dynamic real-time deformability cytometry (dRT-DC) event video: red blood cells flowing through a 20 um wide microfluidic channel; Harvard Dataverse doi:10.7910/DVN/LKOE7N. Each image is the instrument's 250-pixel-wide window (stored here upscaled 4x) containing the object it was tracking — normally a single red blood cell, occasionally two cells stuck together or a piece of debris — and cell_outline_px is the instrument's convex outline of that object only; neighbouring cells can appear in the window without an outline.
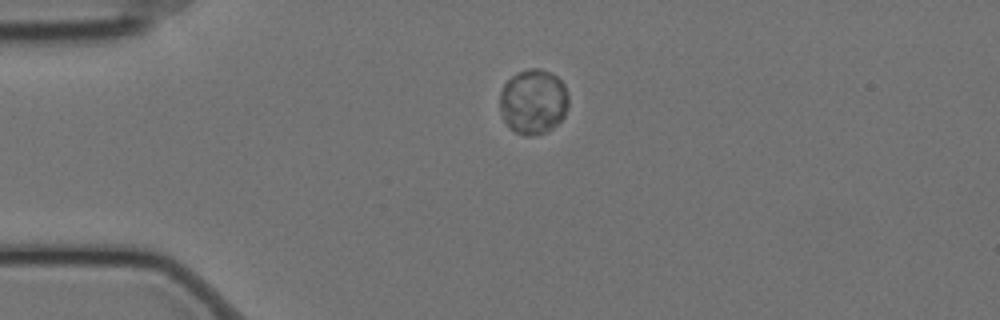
{"species": "Egyptian fruit bat (a non-hibernating species)", "species_latin": "Rousettus aegyptiacus", "temperature_condition": "cold", "stored_images_in_passage": 39, "camera_frame_rate_fps": 3000, "um_per_image_px": 0.085, "animal": {"sex": "female"}, "frame": {"image": 1, "passage_image": 1, "time_ms": 0.0, "image_size_px": [1000, 320], "cell_outline_px": [[568, 108], [564, 116], [552, 128], [544, 132], [528, 136], [524, 136], [508, 128], [500, 112], [500, 92], [504, 84], [516, 72], [528, 68], [540, 68], [552, 72], [564, 84], [568, 96]], "centroid_in_image_um": [45.32, 8.62], "position_along_channel_um": 39.7, "area_um2": 26.24}}
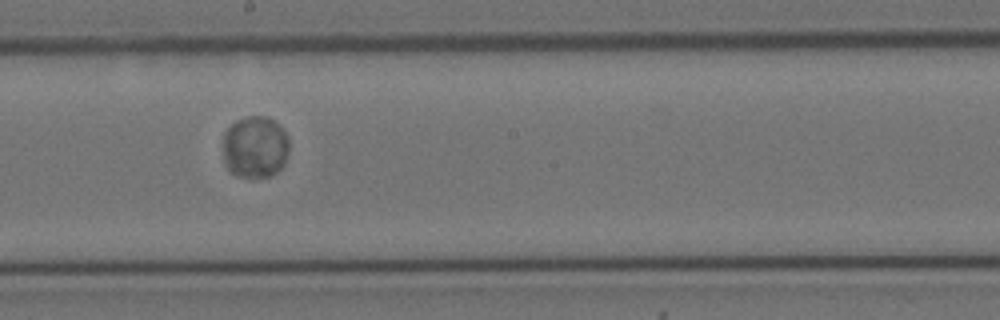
{"frame": {"image": 2, "passage_image": 20, "time_ms": 6.333, "image_size_px": [1000, 320], "cell_outline_px": [[288, 152], [284, 164], [272, 176], [236, 176], [228, 172], [224, 160], [224, 132], [236, 120], [248, 116], [268, 116], [276, 120], [288, 136]], "centroid_in_image_um": [21.69, 12.48], "position_along_channel_um": 226.5, "area_um2": 24.1}}
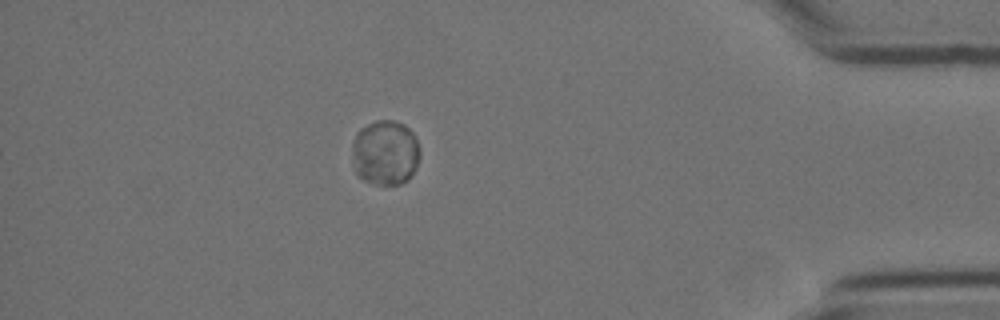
{"frame": {"image": 3, "passage_image": 39, "time_ms": 12.667, "image_size_px": [1000, 320], "cell_outline_px": [[420, 156], [416, 168], [408, 180], [400, 184], [372, 184], [356, 176], [352, 148], [352, 144], [356, 132], [360, 128], [376, 120], [392, 120], [404, 124], [412, 132], [420, 148]], "centroid_in_image_um": [32.74, 12.98], "position_along_channel_um": 402.5, "area_um2": 25.95}}